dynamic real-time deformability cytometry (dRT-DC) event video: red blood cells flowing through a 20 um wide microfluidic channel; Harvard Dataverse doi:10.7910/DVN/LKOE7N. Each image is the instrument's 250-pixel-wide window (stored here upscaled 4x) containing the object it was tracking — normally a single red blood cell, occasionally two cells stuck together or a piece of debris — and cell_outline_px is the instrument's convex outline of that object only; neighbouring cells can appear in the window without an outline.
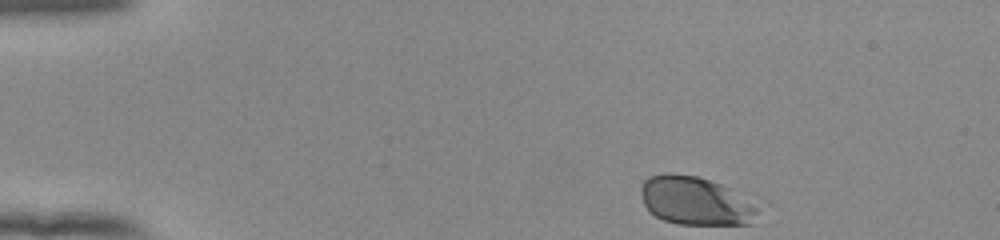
{"species": "human", "species_latin": "Homo sapiens", "temperature_condition": "room temperature", "stored_images_in_passage": 39, "camera_frame_rate_fps": 3000, "um_per_image_px": 0.085, "donor": {"sex": "female"}, "frame": {"image": 1, "passage_image": 1, "time_ms": 0.0, "image_size_px": [1000, 240], "cell_outline_px": [[756, 212], [752, 224], [680, 224], [664, 220], [648, 212], [644, 204], [640, 192], [640, 188], [644, 180], [648, 176], [672, 172], [696, 176], [720, 184], [728, 188], [756, 208]], "centroid_in_image_um": [58.99, 17.07], "position_along_channel_um": 26.0, "area_um2": 32.37}}
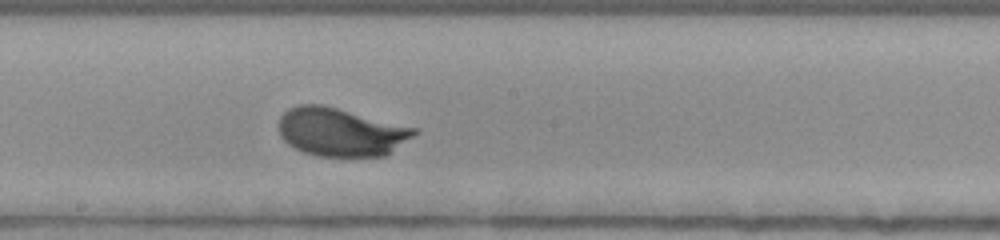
{"frame": {"image": 2, "passage_image": 23, "time_ms": 7.333, "image_size_px": [1000, 240], "cell_outline_px": [[420, 132], [384, 156], [316, 156], [304, 152], [288, 144], [280, 136], [280, 116], [288, 108], [300, 104], [320, 104], [416, 128]], "centroid_in_image_um": [28.95, 11.22], "position_along_channel_um": 219.2, "area_um2": 37.74}}
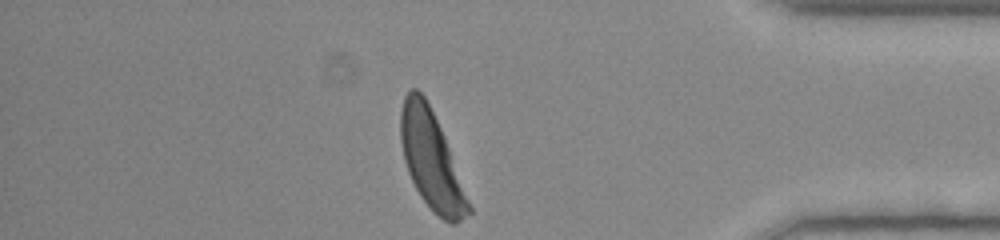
{"frame": {"image": 3, "passage_image": 39, "time_ms": 12.667, "image_size_px": [1000, 240], "cell_outline_px": [[472, 212], [456, 224], [452, 224], [444, 220], [420, 196], [408, 172], [404, 160], [400, 140], [400, 112], [404, 96], [412, 88], [416, 88], [424, 96], [444, 136], [472, 208]], "centroid_in_image_um": [36.65, 13.61], "position_along_channel_um": 398.6, "area_um2": 37.92}, "authors_computed_cell_mechanics": {"area_um2": 37.281, "velocity_mm_per_s": 3.8691, "shape_relaxation_time_tau1_ms": 2.2294, "shape_relaxation_time_tau2_ms": null, "deformation_change_tau1": 0.1116, "deformation_change_tau2": null}}